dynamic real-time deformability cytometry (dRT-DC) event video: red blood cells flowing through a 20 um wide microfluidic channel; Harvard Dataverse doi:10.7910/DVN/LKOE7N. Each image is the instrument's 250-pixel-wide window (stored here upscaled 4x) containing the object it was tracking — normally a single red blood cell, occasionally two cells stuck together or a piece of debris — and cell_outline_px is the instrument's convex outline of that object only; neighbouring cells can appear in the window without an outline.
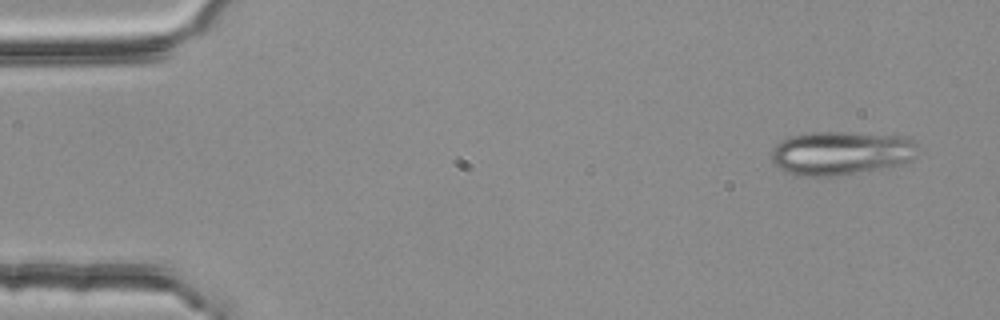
{"species": "common noctule bat (a hibernating species)", "species_latin": "Nyctalus noctula", "temperature_condition": "room temperature", "stored_images_in_passage": 3, "camera_frame_rate_fps": 3000, "um_per_image_px": 0.085, "animal": {"sex": "female", "body_mass_g": 25.1}, "frame": {"image": 1, "passage_image": 1, "time_ms": 0.0, "image_size_px": [1000, 320], "cell_outline_px": [[920, 148], [916, 156], [912, 160], [900, 164], [880, 168], [832, 176], [796, 176], [780, 168], [772, 160], [772, 148], [776, 144], [788, 136], [812, 132], [848, 132], [904, 136], [916, 144]], "centroid_in_image_um": [71.49, 12.99], "position_along_channel_um": 13.5, "area_um2": 37.28}}